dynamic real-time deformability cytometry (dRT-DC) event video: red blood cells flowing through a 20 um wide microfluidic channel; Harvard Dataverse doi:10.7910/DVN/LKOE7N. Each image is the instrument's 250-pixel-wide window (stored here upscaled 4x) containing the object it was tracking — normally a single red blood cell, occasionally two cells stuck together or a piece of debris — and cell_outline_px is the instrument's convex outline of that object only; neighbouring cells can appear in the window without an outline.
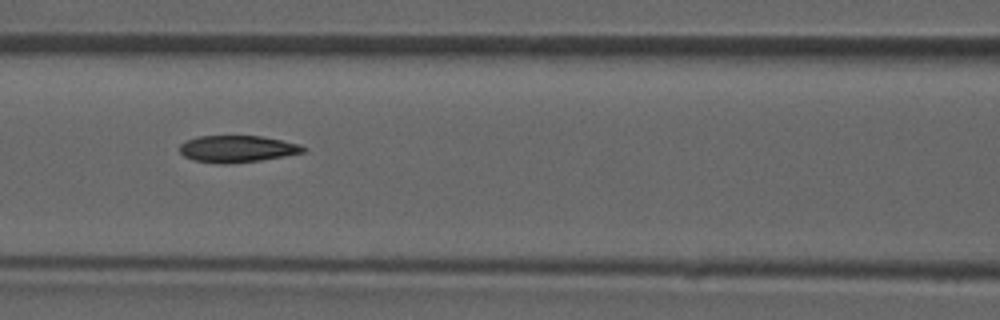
{"species": "common noctule bat (a hibernating species)", "species_latin": "Nyctalus noctula", "temperature_condition": "room temperature", "stored_images_in_passage": 48, "camera_frame_rate_fps": 3000, "um_per_image_px": 0.085, "animal": {"sex": "male", "forearm_length_mm": 52.5}, "frame": {"image": 1, "passage_image": 21, "time_ms": 6.667, "image_size_px": [1000, 320], "cell_outline_px": [[308, 148], [304, 152], [284, 156], [260, 160], [224, 164], [216, 164], [192, 160], [184, 156], [180, 152], [180, 144], [196, 136], [264, 136], [300, 144]], "centroid_in_image_um": [20.16, 12.65], "position_along_channel_um": 146.4, "area_um2": 19.42}}